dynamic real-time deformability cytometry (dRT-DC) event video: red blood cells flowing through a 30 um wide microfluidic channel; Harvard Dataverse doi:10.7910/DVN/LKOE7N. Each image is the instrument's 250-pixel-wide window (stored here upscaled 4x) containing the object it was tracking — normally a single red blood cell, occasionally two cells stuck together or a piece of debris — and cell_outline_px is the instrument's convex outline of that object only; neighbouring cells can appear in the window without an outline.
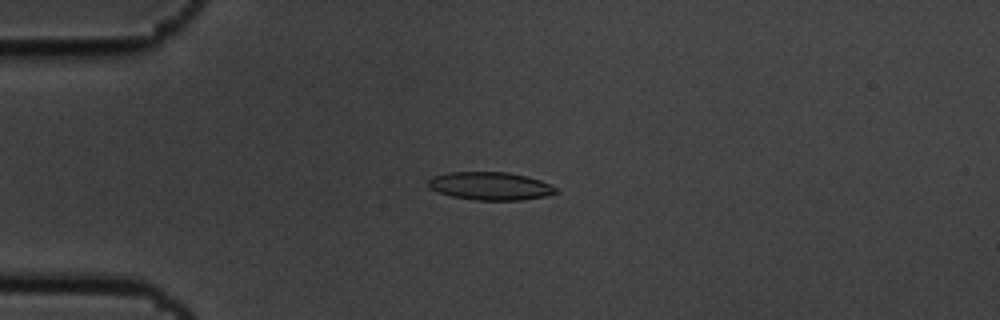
{"species": "common noctule bat (a hibernating species)", "species_latin": "Nyctalus noctula", "temperature_condition": "cold", "stored_images_in_passage": 9, "camera_frame_rate_fps": 3000, "um_per_image_px": 0.085, "animal": {"sex": "male", "body_mass_g": 19.5, "forearm_length_mm": 54.6}, "frame": {"image": 1, "passage_image": 4, "time_ms": 1.0, "image_size_px": [1000, 320], "cell_outline_px": [[556, 192], [544, 196], [520, 200], [476, 200], [452, 196], [428, 188], [428, 180], [432, 176], [448, 172], [508, 172], [528, 176], [540, 180], [556, 188]], "centroid_in_image_um": [41.63, 15.8], "position_along_channel_um": 43.4, "area_um2": 20.69}}
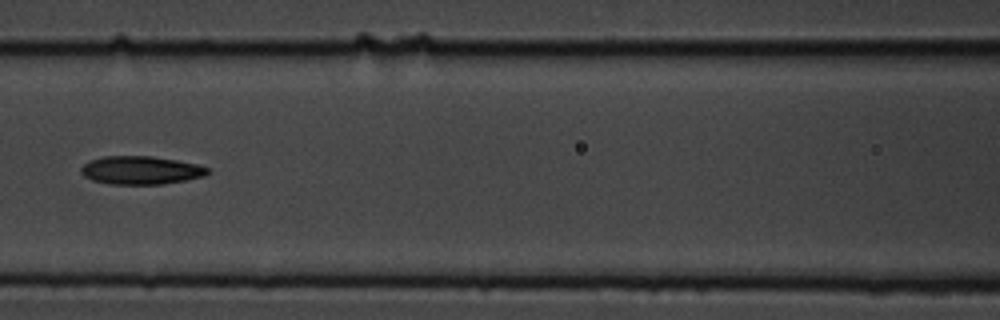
{"frame": {"image": 2, "passage_image": 7, "time_ms": 2.0, "image_size_px": [1000, 320], "cell_outline_px": [[212, 172], [204, 176], [164, 184], [112, 184], [92, 180], [84, 176], [80, 172], [80, 168], [88, 160], [104, 156], [152, 156], [176, 160], [196, 164], [208, 168]], "centroid_in_image_um": [11.95, 14.46], "position_along_channel_um": 154.6, "area_um2": 20.87}}
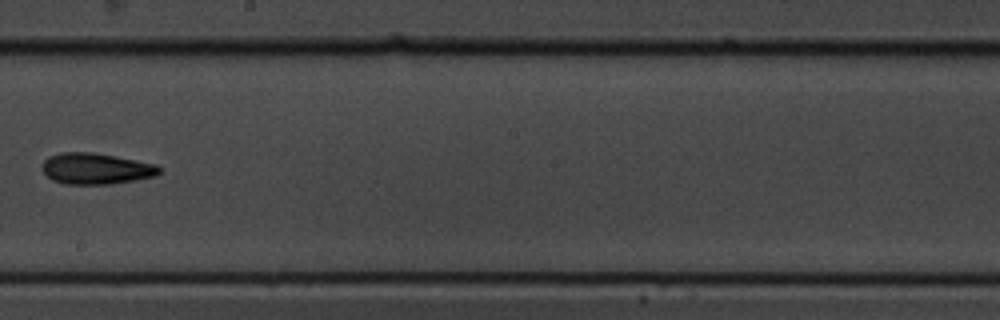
{"frame": {"image": 3, "passage_image": 9, "time_ms": 2.667, "image_size_px": [1000, 320], "cell_outline_px": [[164, 172], [156, 176], [136, 180], [112, 184], [64, 184], [52, 180], [40, 168], [40, 164], [48, 156], [60, 152], [92, 152], [136, 160], [156, 164]], "centroid_in_image_um": [8.15, 14.33], "position_along_channel_um": 240.0, "area_um2": 21.56}}